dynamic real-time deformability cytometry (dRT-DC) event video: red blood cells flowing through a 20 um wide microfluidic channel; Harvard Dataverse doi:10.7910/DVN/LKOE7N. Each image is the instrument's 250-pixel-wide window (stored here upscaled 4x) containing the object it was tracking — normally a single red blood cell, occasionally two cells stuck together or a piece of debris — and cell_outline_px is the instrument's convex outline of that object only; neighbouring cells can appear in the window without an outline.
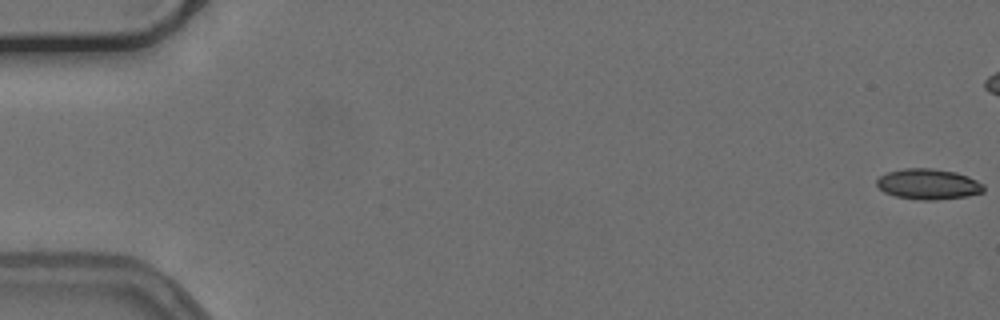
{"species": "common noctule bat (a hibernating species)", "species_latin": "Nyctalus noctula", "temperature_condition": "cold", "stored_images_in_passage": 17, "camera_frame_rate_fps": 3000, "um_per_image_px": 0.085, "animal": {"sex": "female", "body_mass_g": 24.6, "forearm_length_mm": 56.2}, "frame": {"image": 1, "passage_image": 1, "time_ms": 0.0, "image_size_px": [1000, 320], "cell_outline_px": [[984, 192], [968, 196], [936, 200], [920, 200], [896, 196], [884, 192], [876, 184], [876, 180], [880, 176], [888, 172], [904, 168], [932, 168], [956, 172], [968, 176], [984, 184]], "centroid_in_image_um": [78.92, 15.65], "position_along_channel_um": 6.1, "area_um2": 19.13}}